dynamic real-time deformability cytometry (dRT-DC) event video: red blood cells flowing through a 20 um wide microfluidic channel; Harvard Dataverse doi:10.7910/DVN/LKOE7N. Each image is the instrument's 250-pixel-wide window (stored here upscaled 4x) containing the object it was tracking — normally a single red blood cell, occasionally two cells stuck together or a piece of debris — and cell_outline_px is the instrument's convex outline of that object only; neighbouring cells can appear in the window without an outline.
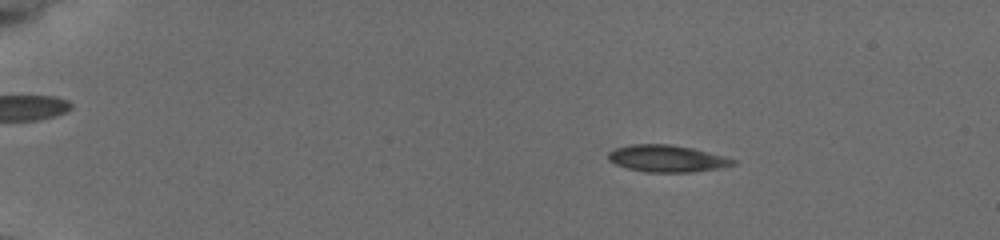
{"species": "common noctule bat (a hibernating species)", "species_latin": "Nyctalus noctula", "temperature_condition": "cold", "stored_images_in_passage": 56, "camera_frame_rate_fps": 3000, "um_per_image_px": 0.085, "animal": {"sex": "female", "body_mass_g": 19.5, "forearm_length_mm": 54.1}, "frame": {"image": 1, "passage_image": 10, "time_ms": 3.0, "image_size_px": [1000, 240], "cell_outline_px": [[736, 164], [720, 168], [692, 172], [644, 172], [628, 168], [616, 164], [608, 160], [608, 152], [616, 148], [632, 144], [668, 144], [692, 148], [724, 156], [736, 160]], "centroid_in_image_um": [56.69, 13.48], "position_along_channel_um": 28.3, "area_um2": 19.48}}
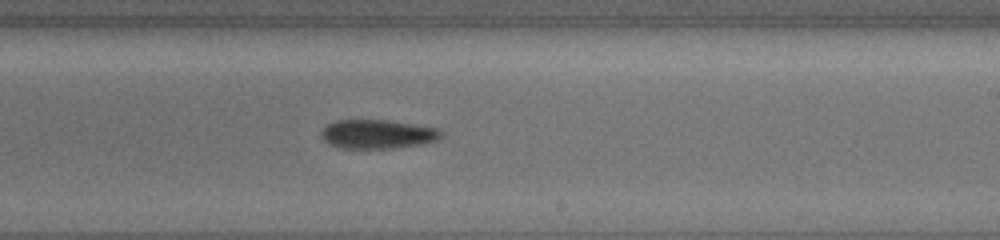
{"frame": {"image": 2, "passage_image": 36, "time_ms": 11.667, "image_size_px": [1000, 240], "cell_outline_px": [[444, 136], [436, 140], [424, 144], [392, 148], [340, 148], [328, 144], [320, 136], [320, 132], [328, 124], [336, 120], [388, 120], [440, 128], [444, 132]], "centroid_in_image_um": [32.13, 11.4], "position_along_channel_um": 256.9, "area_um2": 20.52}}
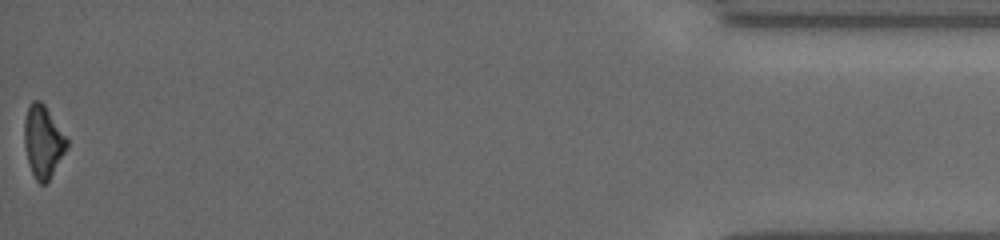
{"frame": {"image": 3, "passage_image": 56, "time_ms": 18.333, "image_size_px": [1000, 240], "cell_outline_px": [[68, 148], [48, 180], [44, 184], [40, 184], [36, 180], [28, 164], [24, 144], [24, 120], [28, 104], [32, 100], [40, 100], [44, 104], [68, 140]], "centroid_in_image_um": [3.64, 12.01], "position_along_channel_um": 431.6, "area_um2": 17.86}, "authors_computed_cell_mechanics": {"area_um2": 19.5653, "velocity_mm_per_s": 3.7954, "shape_relaxation_time_tau1_ms": 3.73, "shape_relaxation_time_tau2_ms": null, "deformation_change_tau1": 0.1188, "deformation_change_tau2": null}}